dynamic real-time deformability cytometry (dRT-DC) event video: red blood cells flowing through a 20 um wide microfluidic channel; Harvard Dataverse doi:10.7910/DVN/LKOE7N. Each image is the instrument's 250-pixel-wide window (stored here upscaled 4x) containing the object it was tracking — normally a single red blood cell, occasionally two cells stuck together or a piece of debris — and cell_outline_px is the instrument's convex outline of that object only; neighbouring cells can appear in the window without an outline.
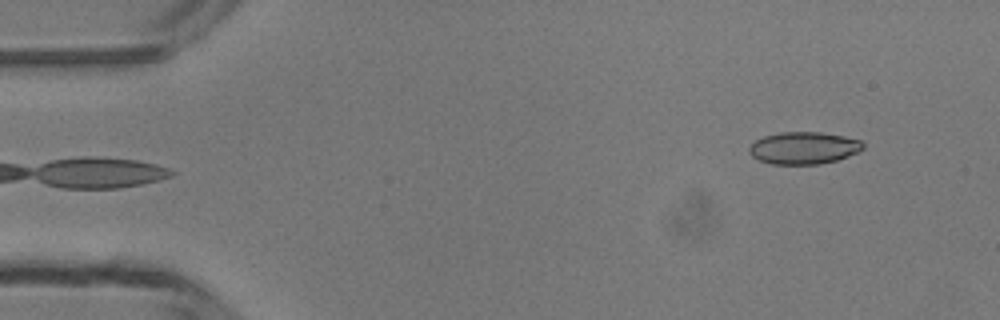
{"species": "common noctule bat (a hibernating species)", "species_latin": "Nyctalus noctula", "temperature_condition": "room temperature", "stored_images_in_passage": 5, "segment_of_instrument_passage": [2, 2], "camera_frame_rate_fps": 3000, "um_per_image_px": 0.085, "animal": {"sex": "male", "body_mass_g": 13.3}, "frame": {"image": 1, "passage_image": 5, "time_ms": 4.333, "image_size_px": [1000, 320], "cell_outline_px": [[864, 148], [860, 152], [836, 160], [820, 164], [772, 164], [760, 160], [752, 156], [748, 152], [748, 148], [756, 140], [764, 136], [780, 132], [820, 132], [844, 136], [860, 140], [864, 144]], "centroid_in_image_um": [68.33, 12.57], "position_along_channel_um": 16.7, "area_um2": 21.39}}